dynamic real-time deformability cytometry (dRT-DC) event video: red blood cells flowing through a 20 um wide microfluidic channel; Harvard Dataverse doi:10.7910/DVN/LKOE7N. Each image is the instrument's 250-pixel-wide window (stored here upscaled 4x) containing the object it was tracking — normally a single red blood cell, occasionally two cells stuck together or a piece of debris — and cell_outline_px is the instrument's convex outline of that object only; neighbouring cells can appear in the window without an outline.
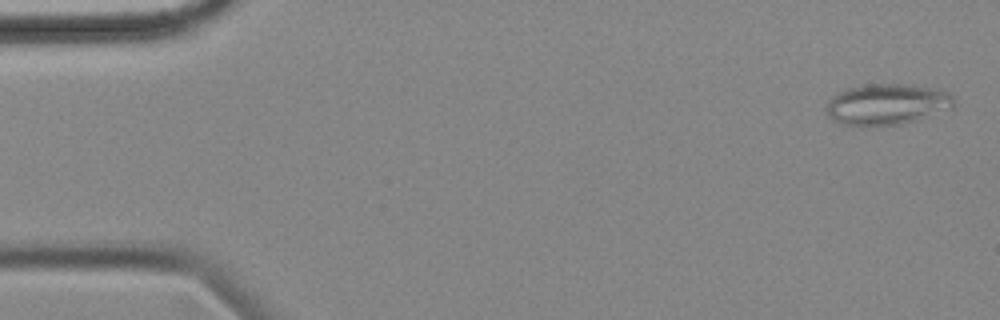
{"species": "common noctule bat (a hibernating species)", "species_latin": "Nyctalus noctula", "temperature_condition": "cold", "stored_images_in_passage": 56, "camera_frame_rate_fps": 3000, "um_per_image_px": 0.085, "animal": {"sex": "female", "body_mass_g": 18.4}, "frame": {"image": 1, "passage_image": 2, "time_ms": 0.333, "image_size_px": [1000, 320], "cell_outline_px": [[952, 108], [904, 124], [840, 124], [832, 120], [828, 112], [828, 100], [832, 96], [840, 92], [852, 88], [872, 84], [896, 84], [936, 88], [948, 92], [952, 96]], "centroid_in_image_um": [75.41, 8.86], "position_along_channel_um": 9.6, "area_um2": 29.54}}
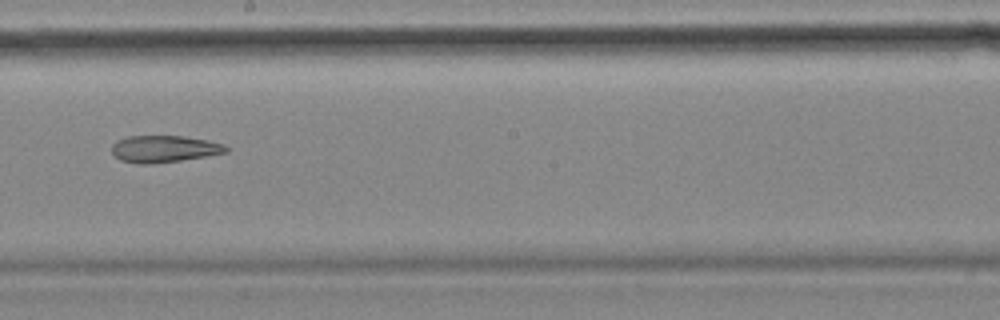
{"frame": {"image": 2, "passage_image": 31, "time_ms": 10.0, "image_size_px": [1000, 320], "cell_outline_px": [[228, 152], [180, 160], [152, 164], [136, 164], [120, 160], [112, 152], [112, 144], [116, 140], [128, 136], [184, 136], [208, 140], [224, 144], [228, 148]], "centroid_in_image_um": [13.92, 12.65], "position_along_channel_um": 234.3, "area_um2": 17.92}}
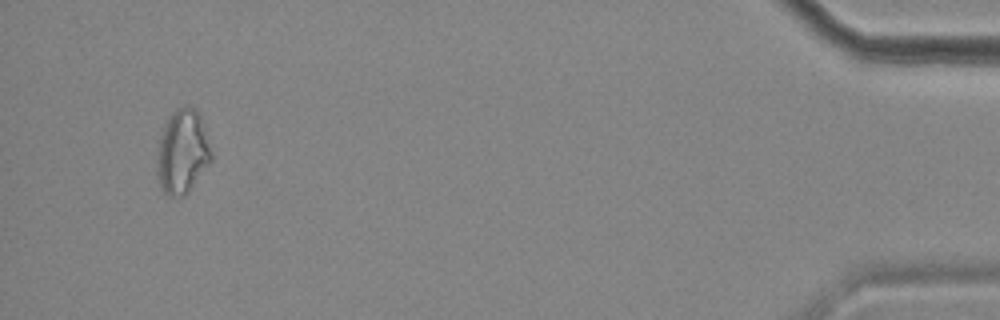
{"frame": {"image": 3, "passage_image": 53, "time_ms": 17.333, "image_size_px": [1000, 320], "cell_outline_px": [[212, 160], [188, 192], [184, 196], [168, 196], [160, 188], [156, 172], [160, 136], [164, 124], [172, 112], [176, 108], [196, 108], [200, 116], [204, 128], [212, 156]], "centroid_in_image_um": [15.49, 12.93], "position_along_channel_um": 419.7, "area_um2": 26.3}}